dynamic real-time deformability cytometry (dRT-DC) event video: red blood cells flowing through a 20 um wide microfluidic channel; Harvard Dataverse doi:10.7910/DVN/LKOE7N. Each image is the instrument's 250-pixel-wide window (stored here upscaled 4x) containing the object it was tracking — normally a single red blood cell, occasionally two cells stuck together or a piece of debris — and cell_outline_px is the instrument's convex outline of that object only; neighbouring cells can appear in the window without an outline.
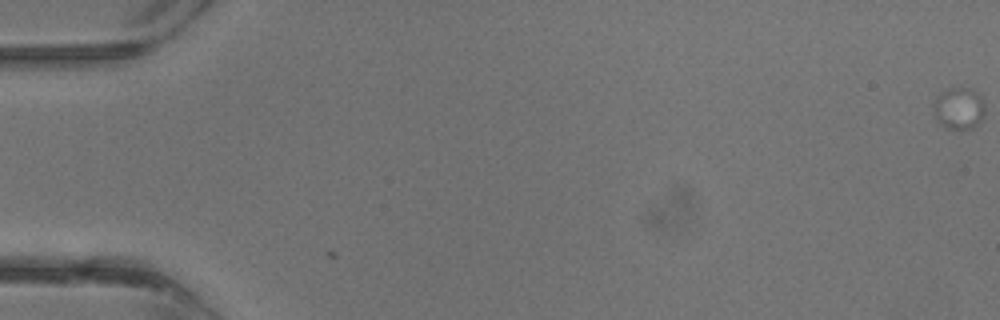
{"species": "common noctule bat (a hibernating species)", "species_latin": "Nyctalus noctula", "temperature_condition": "warm", "stored_images_in_passage": 3, "camera_frame_rate_fps": 3000, "um_per_image_px": 0.085, "animal": {"sex": "male", "body_mass_g": 13.3}, "frame": {"image": 1, "passage_image": 1, "time_ms": 0.0, "image_size_px": [1000, 320], "cell_outline_px": [[984, 116], [972, 128], [948, 128], [936, 116], [936, 96], [940, 92], [948, 88], [972, 88], [980, 96], [984, 104]], "centroid_in_image_um": [81.56, 9.16], "position_along_channel_um": 3.4, "area_um2": 11.96}}